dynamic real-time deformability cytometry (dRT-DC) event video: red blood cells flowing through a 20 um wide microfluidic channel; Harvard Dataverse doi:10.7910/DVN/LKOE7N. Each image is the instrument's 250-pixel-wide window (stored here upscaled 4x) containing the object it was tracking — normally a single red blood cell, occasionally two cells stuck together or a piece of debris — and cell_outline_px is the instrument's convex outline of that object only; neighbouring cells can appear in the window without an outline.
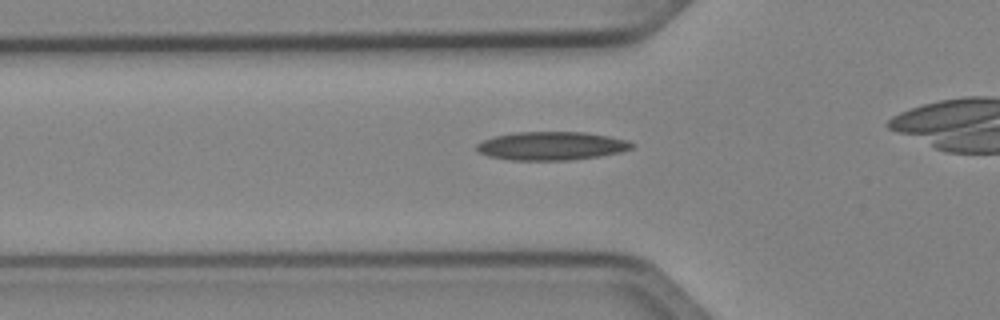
{"species": "Egyptian fruit bat (a non-hibernating species)", "species_latin": "Rousettus aegyptiacus", "temperature_condition": "cold", "stored_images_in_passage": 32, "camera_frame_rate_fps": 3000, "um_per_image_px": 0.085, "animal": {"sex": "female"}, "frame": {"image": 1, "passage_image": 8, "time_ms": 2.333, "image_size_px": [1000, 320], "cell_outline_px": [[636, 144], [632, 148], [620, 152], [600, 156], [568, 160], [508, 160], [488, 156], [480, 152], [476, 148], [476, 144], [492, 136], [516, 132], [584, 132], [608, 136], [628, 140]], "centroid_in_image_um": [46.87, 12.4], "position_along_channel_um": 78.9, "area_um2": 25.78}}
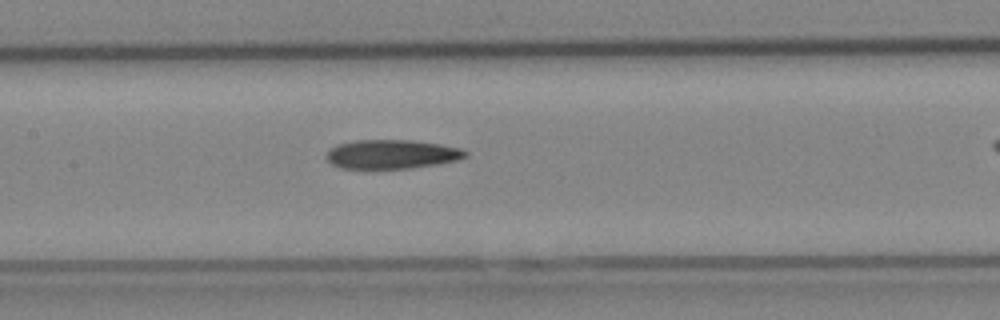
{"frame": {"image": 2, "passage_image": 15, "time_ms": 4.667, "image_size_px": [1000, 320], "cell_outline_px": [[468, 156], [456, 160], [436, 164], [408, 168], [340, 168], [332, 164], [324, 156], [328, 148], [336, 144], [356, 140], [412, 140], [460, 148], [468, 152]], "centroid_in_image_um": [33.23, 13.1], "position_along_channel_um": 174.2, "area_um2": 23.47}}
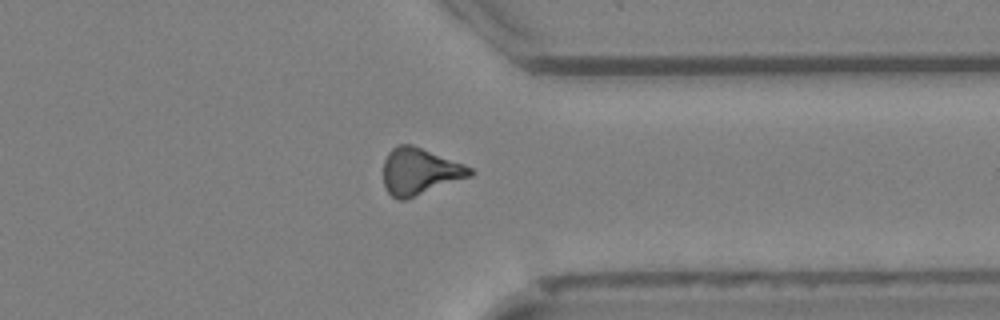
{"frame": {"image": 3, "passage_image": 30, "time_ms": 9.667, "image_size_px": [1000, 320], "cell_outline_px": [[476, 172], [472, 176], [408, 200], [400, 200], [392, 196], [388, 192], [384, 184], [384, 160], [388, 152], [392, 148], [400, 144], [412, 144], [464, 164], [472, 168]], "centroid_in_image_um": [35.7, 14.59], "position_along_channel_um": 375.7, "area_um2": 23.87}}